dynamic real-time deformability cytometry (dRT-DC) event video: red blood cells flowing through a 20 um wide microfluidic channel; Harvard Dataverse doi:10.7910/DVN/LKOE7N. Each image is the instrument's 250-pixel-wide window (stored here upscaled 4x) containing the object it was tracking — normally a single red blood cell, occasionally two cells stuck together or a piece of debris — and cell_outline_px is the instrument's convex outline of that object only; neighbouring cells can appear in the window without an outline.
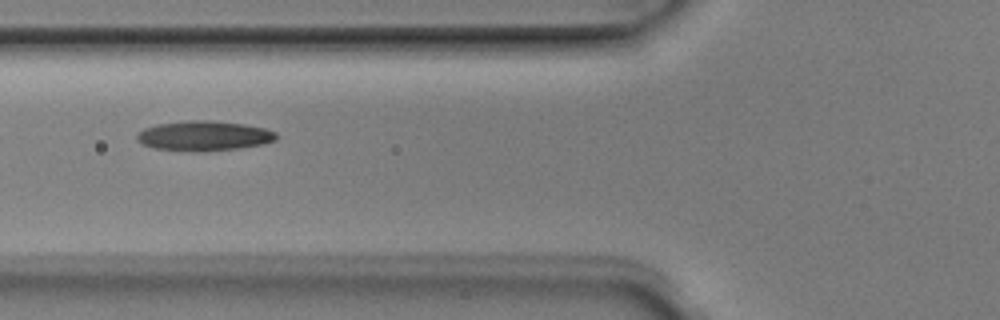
{"species": "Egyptian fruit bat (a non-hibernating species)", "species_latin": "Rousettus aegyptiacus", "temperature_condition": "room temperature", "stored_images_in_passage": 8, "camera_frame_rate_fps": 3000, "um_per_image_px": 0.085, "animal": {"sex": "male"}, "frame": {"image": 1, "passage_image": 5, "time_ms": 1.333, "image_size_px": [1000, 320], "cell_outline_px": [[276, 140], [264, 144], [240, 148], [208, 152], [192, 152], [156, 148], [144, 144], [136, 140], [136, 136], [144, 128], [156, 124], [188, 120], [208, 120], [244, 124], [264, 128], [276, 132]], "centroid_in_image_um": [17.35, 11.55], "position_along_channel_um": 108.5, "area_um2": 24.45}}
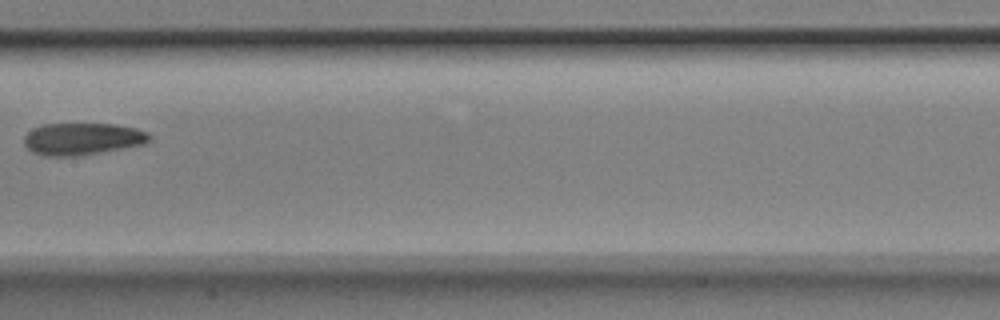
{"frame": {"image": 2, "passage_image": 7, "time_ms": 2.0, "image_size_px": [1000, 320], "cell_outline_px": [[152, 140], [144, 144], [80, 156], [44, 156], [32, 152], [24, 144], [24, 136], [32, 128], [40, 124], [112, 124], [136, 128], [148, 132], [152, 136]], "centroid_in_image_um": [7.0, 11.8], "position_along_channel_um": 200.4, "area_um2": 23.64}}
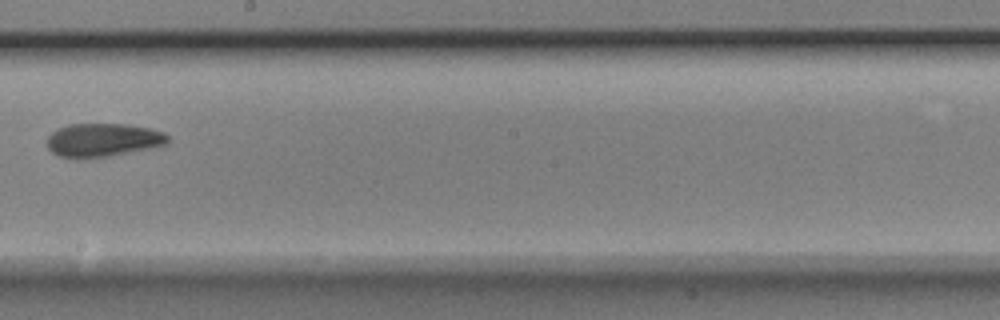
{"frame": {"image": 3, "passage_image": 8, "time_ms": 2.333, "image_size_px": [1000, 320], "cell_outline_px": [[168, 144], [152, 148], [108, 156], [76, 160], [56, 156], [48, 148], [48, 136], [52, 132], [68, 124], [124, 124], [148, 128], [164, 132], [168, 136]], "centroid_in_image_um": [8.72, 11.92], "position_along_channel_um": 239.5, "area_um2": 23.76}}